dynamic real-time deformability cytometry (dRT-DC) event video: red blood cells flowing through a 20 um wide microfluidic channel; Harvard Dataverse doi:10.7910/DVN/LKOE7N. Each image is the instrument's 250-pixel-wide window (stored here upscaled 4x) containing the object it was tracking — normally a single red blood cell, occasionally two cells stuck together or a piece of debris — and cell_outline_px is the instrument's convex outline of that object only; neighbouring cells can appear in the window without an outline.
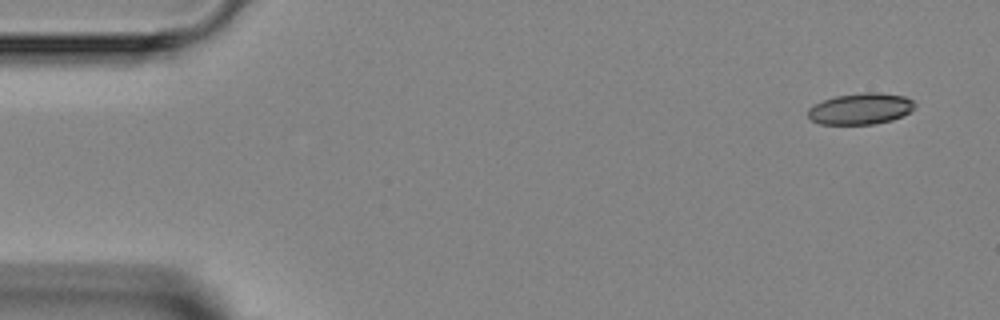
{"species": "Egyptian fruit bat (a non-hibernating species)", "species_latin": "Rousettus aegyptiacus", "temperature_condition": "room temperature", "stored_images_in_passage": 4, "camera_frame_rate_fps": 3000, "um_per_image_px": 0.085, "animal": {"sex": "female"}, "frame": {"image": 1, "passage_image": 1, "time_ms": 0.0, "image_size_px": [1000, 320], "cell_outline_px": [[916, 104], [908, 112], [892, 120], [872, 124], [820, 124], [812, 120], [808, 116], [808, 108], [812, 104], [836, 96], [864, 92], [880, 92], [904, 96], [912, 100]], "centroid_in_image_um": [73.12, 9.23], "position_along_channel_um": 11.9, "area_um2": 19.36}}
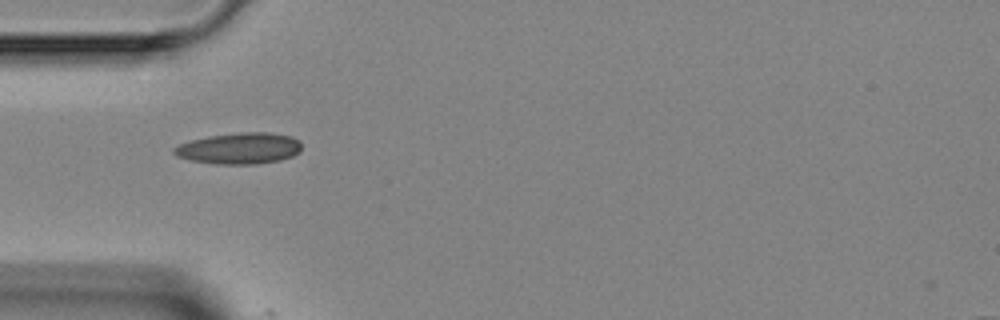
{"frame": {"image": 2, "passage_image": 4, "time_ms": 4.0, "image_size_px": [1000, 320], "cell_outline_px": [[300, 152], [292, 156], [280, 160], [256, 164], [216, 164], [192, 160], [176, 156], [172, 152], [172, 148], [180, 144], [192, 140], [208, 136], [240, 132], [268, 132], [292, 136], [300, 140]], "centroid_in_image_um": [20.36, 12.6], "position_along_channel_um": 64.6, "area_um2": 23.29}}